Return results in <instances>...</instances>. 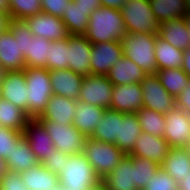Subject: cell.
<instances>
[{"label":"cell","instance_id":"obj_35","mask_svg":"<svg viewBox=\"0 0 190 190\" xmlns=\"http://www.w3.org/2000/svg\"><path fill=\"white\" fill-rule=\"evenodd\" d=\"M142 131L156 137L164 138L166 127L165 115L152 109L142 107L136 112Z\"/></svg>","mask_w":190,"mask_h":190},{"label":"cell","instance_id":"obj_57","mask_svg":"<svg viewBox=\"0 0 190 190\" xmlns=\"http://www.w3.org/2000/svg\"><path fill=\"white\" fill-rule=\"evenodd\" d=\"M54 190H66V188L59 184Z\"/></svg>","mask_w":190,"mask_h":190},{"label":"cell","instance_id":"obj_41","mask_svg":"<svg viewBox=\"0 0 190 190\" xmlns=\"http://www.w3.org/2000/svg\"><path fill=\"white\" fill-rule=\"evenodd\" d=\"M143 190H179V186L178 183L160 167Z\"/></svg>","mask_w":190,"mask_h":190},{"label":"cell","instance_id":"obj_53","mask_svg":"<svg viewBox=\"0 0 190 190\" xmlns=\"http://www.w3.org/2000/svg\"><path fill=\"white\" fill-rule=\"evenodd\" d=\"M0 12L9 16V5L7 0H0Z\"/></svg>","mask_w":190,"mask_h":190},{"label":"cell","instance_id":"obj_1","mask_svg":"<svg viewBox=\"0 0 190 190\" xmlns=\"http://www.w3.org/2000/svg\"><path fill=\"white\" fill-rule=\"evenodd\" d=\"M126 35V28L120 10L103 7L95 9L90 17L84 36L91 42H120Z\"/></svg>","mask_w":190,"mask_h":190},{"label":"cell","instance_id":"obj_5","mask_svg":"<svg viewBox=\"0 0 190 190\" xmlns=\"http://www.w3.org/2000/svg\"><path fill=\"white\" fill-rule=\"evenodd\" d=\"M83 154L101 180L117 167L125 153L115 144L87 137Z\"/></svg>","mask_w":190,"mask_h":190},{"label":"cell","instance_id":"obj_10","mask_svg":"<svg viewBox=\"0 0 190 190\" xmlns=\"http://www.w3.org/2000/svg\"><path fill=\"white\" fill-rule=\"evenodd\" d=\"M165 120L164 139L170 147L185 148L190 143V114L175 105Z\"/></svg>","mask_w":190,"mask_h":190},{"label":"cell","instance_id":"obj_27","mask_svg":"<svg viewBox=\"0 0 190 190\" xmlns=\"http://www.w3.org/2000/svg\"><path fill=\"white\" fill-rule=\"evenodd\" d=\"M161 168L166 171L175 182L180 183L190 173V157L185 148L171 147L164 158Z\"/></svg>","mask_w":190,"mask_h":190},{"label":"cell","instance_id":"obj_24","mask_svg":"<svg viewBox=\"0 0 190 190\" xmlns=\"http://www.w3.org/2000/svg\"><path fill=\"white\" fill-rule=\"evenodd\" d=\"M104 108L77 101L73 126L86 137H90L102 121Z\"/></svg>","mask_w":190,"mask_h":190},{"label":"cell","instance_id":"obj_30","mask_svg":"<svg viewBox=\"0 0 190 190\" xmlns=\"http://www.w3.org/2000/svg\"><path fill=\"white\" fill-rule=\"evenodd\" d=\"M151 11L159 24L187 15L185 0H149Z\"/></svg>","mask_w":190,"mask_h":190},{"label":"cell","instance_id":"obj_54","mask_svg":"<svg viewBox=\"0 0 190 190\" xmlns=\"http://www.w3.org/2000/svg\"><path fill=\"white\" fill-rule=\"evenodd\" d=\"M184 19H185V21H186L187 30H188L189 37H190V14H187V15L184 17Z\"/></svg>","mask_w":190,"mask_h":190},{"label":"cell","instance_id":"obj_34","mask_svg":"<svg viewBox=\"0 0 190 190\" xmlns=\"http://www.w3.org/2000/svg\"><path fill=\"white\" fill-rule=\"evenodd\" d=\"M156 74L158 75L161 85L175 99L190 82L189 77L182 68L157 70Z\"/></svg>","mask_w":190,"mask_h":190},{"label":"cell","instance_id":"obj_50","mask_svg":"<svg viewBox=\"0 0 190 190\" xmlns=\"http://www.w3.org/2000/svg\"><path fill=\"white\" fill-rule=\"evenodd\" d=\"M9 16L0 12V32L8 27Z\"/></svg>","mask_w":190,"mask_h":190},{"label":"cell","instance_id":"obj_32","mask_svg":"<svg viewBox=\"0 0 190 190\" xmlns=\"http://www.w3.org/2000/svg\"><path fill=\"white\" fill-rule=\"evenodd\" d=\"M30 119L23 110L0 97V126L23 132Z\"/></svg>","mask_w":190,"mask_h":190},{"label":"cell","instance_id":"obj_2","mask_svg":"<svg viewBox=\"0 0 190 190\" xmlns=\"http://www.w3.org/2000/svg\"><path fill=\"white\" fill-rule=\"evenodd\" d=\"M57 175L59 184L66 190H93L101 186V178L83 153L67 154L62 170Z\"/></svg>","mask_w":190,"mask_h":190},{"label":"cell","instance_id":"obj_13","mask_svg":"<svg viewBox=\"0 0 190 190\" xmlns=\"http://www.w3.org/2000/svg\"><path fill=\"white\" fill-rule=\"evenodd\" d=\"M69 69L83 76L91 75L92 44L84 35H69Z\"/></svg>","mask_w":190,"mask_h":190},{"label":"cell","instance_id":"obj_9","mask_svg":"<svg viewBox=\"0 0 190 190\" xmlns=\"http://www.w3.org/2000/svg\"><path fill=\"white\" fill-rule=\"evenodd\" d=\"M143 107L167 114L176 105L175 98L161 85L156 73L147 74L141 82Z\"/></svg>","mask_w":190,"mask_h":190},{"label":"cell","instance_id":"obj_7","mask_svg":"<svg viewBox=\"0 0 190 190\" xmlns=\"http://www.w3.org/2000/svg\"><path fill=\"white\" fill-rule=\"evenodd\" d=\"M49 133L54 147L63 153L73 155L84 152L87 137L80 133L73 125H60L57 122H49L40 116L36 118Z\"/></svg>","mask_w":190,"mask_h":190},{"label":"cell","instance_id":"obj_15","mask_svg":"<svg viewBox=\"0 0 190 190\" xmlns=\"http://www.w3.org/2000/svg\"><path fill=\"white\" fill-rule=\"evenodd\" d=\"M0 97L16 105L28 115L27 85L24 71L5 72L0 83Z\"/></svg>","mask_w":190,"mask_h":190},{"label":"cell","instance_id":"obj_26","mask_svg":"<svg viewBox=\"0 0 190 190\" xmlns=\"http://www.w3.org/2000/svg\"><path fill=\"white\" fill-rule=\"evenodd\" d=\"M9 171L22 173L40 163L32 152L29 142L22 136L13 147L10 155L5 158Z\"/></svg>","mask_w":190,"mask_h":190},{"label":"cell","instance_id":"obj_28","mask_svg":"<svg viewBox=\"0 0 190 190\" xmlns=\"http://www.w3.org/2000/svg\"><path fill=\"white\" fill-rule=\"evenodd\" d=\"M158 35L176 49L184 51L190 46V37L184 18H177L159 24Z\"/></svg>","mask_w":190,"mask_h":190},{"label":"cell","instance_id":"obj_31","mask_svg":"<svg viewBox=\"0 0 190 190\" xmlns=\"http://www.w3.org/2000/svg\"><path fill=\"white\" fill-rule=\"evenodd\" d=\"M92 12L82 9L73 0L61 17L70 35H84L87 31L89 17Z\"/></svg>","mask_w":190,"mask_h":190},{"label":"cell","instance_id":"obj_29","mask_svg":"<svg viewBox=\"0 0 190 190\" xmlns=\"http://www.w3.org/2000/svg\"><path fill=\"white\" fill-rule=\"evenodd\" d=\"M184 51L176 49L170 43L156 35L155 59L157 70L182 68Z\"/></svg>","mask_w":190,"mask_h":190},{"label":"cell","instance_id":"obj_4","mask_svg":"<svg viewBox=\"0 0 190 190\" xmlns=\"http://www.w3.org/2000/svg\"><path fill=\"white\" fill-rule=\"evenodd\" d=\"M157 34L126 33L120 41L123 55L137 64L146 74L157 72L155 42Z\"/></svg>","mask_w":190,"mask_h":190},{"label":"cell","instance_id":"obj_39","mask_svg":"<svg viewBox=\"0 0 190 190\" xmlns=\"http://www.w3.org/2000/svg\"><path fill=\"white\" fill-rule=\"evenodd\" d=\"M133 164L135 165V185L138 190H143L146 187L151 177L161 167L156 162L150 161L146 158L133 157Z\"/></svg>","mask_w":190,"mask_h":190},{"label":"cell","instance_id":"obj_3","mask_svg":"<svg viewBox=\"0 0 190 190\" xmlns=\"http://www.w3.org/2000/svg\"><path fill=\"white\" fill-rule=\"evenodd\" d=\"M24 77L27 85L28 116L36 119L47 108L53 95L49 70L47 68L25 67Z\"/></svg>","mask_w":190,"mask_h":190},{"label":"cell","instance_id":"obj_44","mask_svg":"<svg viewBox=\"0 0 190 190\" xmlns=\"http://www.w3.org/2000/svg\"><path fill=\"white\" fill-rule=\"evenodd\" d=\"M71 0H41L42 11L61 18L66 12Z\"/></svg>","mask_w":190,"mask_h":190},{"label":"cell","instance_id":"obj_38","mask_svg":"<svg viewBox=\"0 0 190 190\" xmlns=\"http://www.w3.org/2000/svg\"><path fill=\"white\" fill-rule=\"evenodd\" d=\"M9 19L25 20L42 13L41 0H8Z\"/></svg>","mask_w":190,"mask_h":190},{"label":"cell","instance_id":"obj_46","mask_svg":"<svg viewBox=\"0 0 190 190\" xmlns=\"http://www.w3.org/2000/svg\"><path fill=\"white\" fill-rule=\"evenodd\" d=\"M176 106L181 108L186 114H190V82L183 92L175 99Z\"/></svg>","mask_w":190,"mask_h":190},{"label":"cell","instance_id":"obj_16","mask_svg":"<svg viewBox=\"0 0 190 190\" xmlns=\"http://www.w3.org/2000/svg\"><path fill=\"white\" fill-rule=\"evenodd\" d=\"M135 165L133 156L125 155L119 165L102 180L104 190H138L135 185Z\"/></svg>","mask_w":190,"mask_h":190},{"label":"cell","instance_id":"obj_23","mask_svg":"<svg viewBox=\"0 0 190 190\" xmlns=\"http://www.w3.org/2000/svg\"><path fill=\"white\" fill-rule=\"evenodd\" d=\"M146 75L147 74L137 64L123 55L112 66L106 76L115 86L141 83Z\"/></svg>","mask_w":190,"mask_h":190},{"label":"cell","instance_id":"obj_14","mask_svg":"<svg viewBox=\"0 0 190 190\" xmlns=\"http://www.w3.org/2000/svg\"><path fill=\"white\" fill-rule=\"evenodd\" d=\"M143 107L141 83L115 85L110 109L122 113H136Z\"/></svg>","mask_w":190,"mask_h":190},{"label":"cell","instance_id":"obj_56","mask_svg":"<svg viewBox=\"0 0 190 190\" xmlns=\"http://www.w3.org/2000/svg\"><path fill=\"white\" fill-rule=\"evenodd\" d=\"M185 3H186L187 14H190V0H185Z\"/></svg>","mask_w":190,"mask_h":190},{"label":"cell","instance_id":"obj_49","mask_svg":"<svg viewBox=\"0 0 190 190\" xmlns=\"http://www.w3.org/2000/svg\"><path fill=\"white\" fill-rule=\"evenodd\" d=\"M182 69L190 79V46L184 50Z\"/></svg>","mask_w":190,"mask_h":190},{"label":"cell","instance_id":"obj_42","mask_svg":"<svg viewBox=\"0 0 190 190\" xmlns=\"http://www.w3.org/2000/svg\"><path fill=\"white\" fill-rule=\"evenodd\" d=\"M23 136L22 132L0 126V157L10 155L17 141Z\"/></svg>","mask_w":190,"mask_h":190},{"label":"cell","instance_id":"obj_36","mask_svg":"<svg viewBox=\"0 0 190 190\" xmlns=\"http://www.w3.org/2000/svg\"><path fill=\"white\" fill-rule=\"evenodd\" d=\"M51 41L33 35L29 52L25 55V67L47 68L48 53Z\"/></svg>","mask_w":190,"mask_h":190},{"label":"cell","instance_id":"obj_43","mask_svg":"<svg viewBox=\"0 0 190 190\" xmlns=\"http://www.w3.org/2000/svg\"><path fill=\"white\" fill-rule=\"evenodd\" d=\"M0 190H28L21 179V173L7 171L0 181Z\"/></svg>","mask_w":190,"mask_h":190},{"label":"cell","instance_id":"obj_40","mask_svg":"<svg viewBox=\"0 0 190 190\" xmlns=\"http://www.w3.org/2000/svg\"><path fill=\"white\" fill-rule=\"evenodd\" d=\"M8 28L14 37H18L20 51L24 56L29 52L30 41L33 40V34L25 20L9 19Z\"/></svg>","mask_w":190,"mask_h":190},{"label":"cell","instance_id":"obj_45","mask_svg":"<svg viewBox=\"0 0 190 190\" xmlns=\"http://www.w3.org/2000/svg\"><path fill=\"white\" fill-rule=\"evenodd\" d=\"M66 155V153L56 149L52 155H48L41 163L46 169L54 172L57 175L62 170L64 157Z\"/></svg>","mask_w":190,"mask_h":190},{"label":"cell","instance_id":"obj_48","mask_svg":"<svg viewBox=\"0 0 190 190\" xmlns=\"http://www.w3.org/2000/svg\"><path fill=\"white\" fill-rule=\"evenodd\" d=\"M126 0H99L100 5L103 7L113 8L120 10Z\"/></svg>","mask_w":190,"mask_h":190},{"label":"cell","instance_id":"obj_33","mask_svg":"<svg viewBox=\"0 0 190 190\" xmlns=\"http://www.w3.org/2000/svg\"><path fill=\"white\" fill-rule=\"evenodd\" d=\"M90 138L115 144V139L119 138V112L105 109L102 121L95 128Z\"/></svg>","mask_w":190,"mask_h":190},{"label":"cell","instance_id":"obj_25","mask_svg":"<svg viewBox=\"0 0 190 190\" xmlns=\"http://www.w3.org/2000/svg\"><path fill=\"white\" fill-rule=\"evenodd\" d=\"M21 179L28 190H54L59 185V177L46 169L42 163L21 173Z\"/></svg>","mask_w":190,"mask_h":190},{"label":"cell","instance_id":"obj_18","mask_svg":"<svg viewBox=\"0 0 190 190\" xmlns=\"http://www.w3.org/2000/svg\"><path fill=\"white\" fill-rule=\"evenodd\" d=\"M170 148V145L163 137H156L142 132L129 155L149 159L161 166Z\"/></svg>","mask_w":190,"mask_h":190},{"label":"cell","instance_id":"obj_51","mask_svg":"<svg viewBox=\"0 0 190 190\" xmlns=\"http://www.w3.org/2000/svg\"><path fill=\"white\" fill-rule=\"evenodd\" d=\"M179 190H190V173L183 179L182 182L178 183Z\"/></svg>","mask_w":190,"mask_h":190},{"label":"cell","instance_id":"obj_58","mask_svg":"<svg viewBox=\"0 0 190 190\" xmlns=\"http://www.w3.org/2000/svg\"><path fill=\"white\" fill-rule=\"evenodd\" d=\"M189 157H190V143L185 147Z\"/></svg>","mask_w":190,"mask_h":190},{"label":"cell","instance_id":"obj_17","mask_svg":"<svg viewBox=\"0 0 190 190\" xmlns=\"http://www.w3.org/2000/svg\"><path fill=\"white\" fill-rule=\"evenodd\" d=\"M0 64L6 72L25 69V56L20 51L19 39L8 27L0 32Z\"/></svg>","mask_w":190,"mask_h":190},{"label":"cell","instance_id":"obj_37","mask_svg":"<svg viewBox=\"0 0 190 190\" xmlns=\"http://www.w3.org/2000/svg\"><path fill=\"white\" fill-rule=\"evenodd\" d=\"M68 50L67 38L51 41L47 59V69L49 71L69 69Z\"/></svg>","mask_w":190,"mask_h":190},{"label":"cell","instance_id":"obj_22","mask_svg":"<svg viewBox=\"0 0 190 190\" xmlns=\"http://www.w3.org/2000/svg\"><path fill=\"white\" fill-rule=\"evenodd\" d=\"M142 132L136 113L119 112V138L115 139V145L126 155L133 151L135 142Z\"/></svg>","mask_w":190,"mask_h":190},{"label":"cell","instance_id":"obj_52","mask_svg":"<svg viewBox=\"0 0 190 190\" xmlns=\"http://www.w3.org/2000/svg\"><path fill=\"white\" fill-rule=\"evenodd\" d=\"M7 162L4 158L0 157V181L4 177L5 173L8 171Z\"/></svg>","mask_w":190,"mask_h":190},{"label":"cell","instance_id":"obj_59","mask_svg":"<svg viewBox=\"0 0 190 190\" xmlns=\"http://www.w3.org/2000/svg\"><path fill=\"white\" fill-rule=\"evenodd\" d=\"M93 190H104V188L102 187V185L98 188H94Z\"/></svg>","mask_w":190,"mask_h":190},{"label":"cell","instance_id":"obj_12","mask_svg":"<svg viewBox=\"0 0 190 190\" xmlns=\"http://www.w3.org/2000/svg\"><path fill=\"white\" fill-rule=\"evenodd\" d=\"M123 56L121 42H98L92 44L91 74L106 76L112 66Z\"/></svg>","mask_w":190,"mask_h":190},{"label":"cell","instance_id":"obj_19","mask_svg":"<svg viewBox=\"0 0 190 190\" xmlns=\"http://www.w3.org/2000/svg\"><path fill=\"white\" fill-rule=\"evenodd\" d=\"M22 133L40 163L56 150L51 136L37 119H30Z\"/></svg>","mask_w":190,"mask_h":190},{"label":"cell","instance_id":"obj_8","mask_svg":"<svg viewBox=\"0 0 190 190\" xmlns=\"http://www.w3.org/2000/svg\"><path fill=\"white\" fill-rule=\"evenodd\" d=\"M113 87L107 76L95 74L84 76L78 101L110 109Z\"/></svg>","mask_w":190,"mask_h":190},{"label":"cell","instance_id":"obj_55","mask_svg":"<svg viewBox=\"0 0 190 190\" xmlns=\"http://www.w3.org/2000/svg\"><path fill=\"white\" fill-rule=\"evenodd\" d=\"M5 70L4 68L2 67V65L0 64V83L2 82L3 80V77H4V74H5Z\"/></svg>","mask_w":190,"mask_h":190},{"label":"cell","instance_id":"obj_47","mask_svg":"<svg viewBox=\"0 0 190 190\" xmlns=\"http://www.w3.org/2000/svg\"><path fill=\"white\" fill-rule=\"evenodd\" d=\"M79 7L82 9H88L90 12H93L95 9L99 8V0H73Z\"/></svg>","mask_w":190,"mask_h":190},{"label":"cell","instance_id":"obj_11","mask_svg":"<svg viewBox=\"0 0 190 190\" xmlns=\"http://www.w3.org/2000/svg\"><path fill=\"white\" fill-rule=\"evenodd\" d=\"M32 34L50 41L66 39L70 34L61 18L47 13H38L25 19Z\"/></svg>","mask_w":190,"mask_h":190},{"label":"cell","instance_id":"obj_21","mask_svg":"<svg viewBox=\"0 0 190 190\" xmlns=\"http://www.w3.org/2000/svg\"><path fill=\"white\" fill-rule=\"evenodd\" d=\"M77 101L53 94L48 101L46 110L40 117L49 122H57L62 126L73 125Z\"/></svg>","mask_w":190,"mask_h":190},{"label":"cell","instance_id":"obj_20","mask_svg":"<svg viewBox=\"0 0 190 190\" xmlns=\"http://www.w3.org/2000/svg\"><path fill=\"white\" fill-rule=\"evenodd\" d=\"M52 92L55 95L78 100L84 76L70 69L49 72Z\"/></svg>","mask_w":190,"mask_h":190},{"label":"cell","instance_id":"obj_6","mask_svg":"<svg viewBox=\"0 0 190 190\" xmlns=\"http://www.w3.org/2000/svg\"><path fill=\"white\" fill-rule=\"evenodd\" d=\"M120 11L126 33H159V23L151 11L149 0H126Z\"/></svg>","mask_w":190,"mask_h":190}]
</instances>
